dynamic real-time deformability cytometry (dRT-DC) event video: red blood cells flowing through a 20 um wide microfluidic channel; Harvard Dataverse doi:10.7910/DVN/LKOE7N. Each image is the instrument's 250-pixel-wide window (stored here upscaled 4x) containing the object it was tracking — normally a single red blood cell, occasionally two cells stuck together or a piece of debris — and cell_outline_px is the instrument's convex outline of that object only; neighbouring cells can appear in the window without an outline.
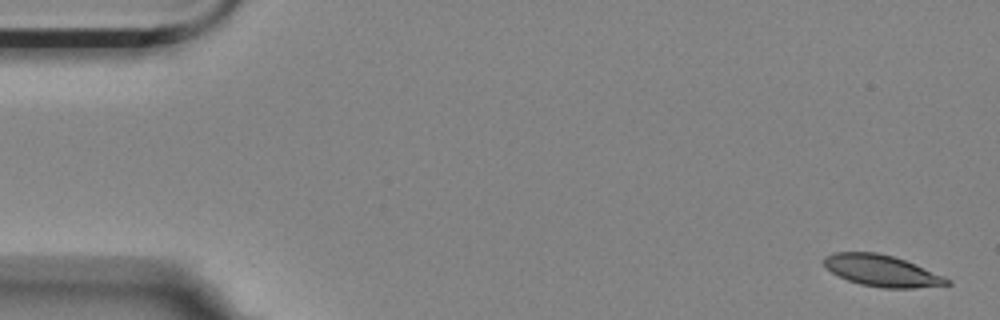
{"species": "Egyptian fruit bat (a non-hibernating species)", "species_latin": "Rousettus aegyptiacus", "temperature_condition": "room temperature", "stored_images_in_passage": 5, "camera_frame_rate_fps": 3000, "um_per_image_px": 0.085, "animal": {"sex": "female"}, "frame": {"image": 1, "passage_image": 1, "time_ms": 0.0, "image_size_px": [1000, 320], "cell_outline_px": [[952, 284], [916, 288], [884, 288], [860, 284], [848, 280], [832, 272], [824, 264], [824, 256], [836, 252], [876, 252], [892, 256], [904, 260], [944, 276], [952, 280]], "centroid_in_image_um": [74.98, 23.02], "position_along_channel_um": 10.0, "area_um2": 22.31}}
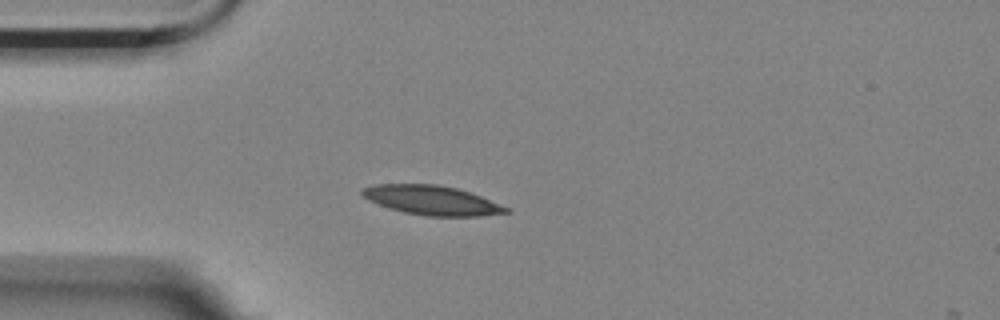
{"frame": {"image": 2, "passage_image": 5, "time_ms": 1.333, "image_size_px": [1000, 320], "cell_outline_px": [[512, 212], [480, 216], [424, 216], [404, 212], [388, 208], [368, 200], [360, 192], [360, 188], [376, 184], [436, 184], [456, 188], [480, 196], [508, 208]], "centroid_in_image_um": [36.66, 17.02], "position_along_channel_um": 48.3, "area_um2": 24.51}}